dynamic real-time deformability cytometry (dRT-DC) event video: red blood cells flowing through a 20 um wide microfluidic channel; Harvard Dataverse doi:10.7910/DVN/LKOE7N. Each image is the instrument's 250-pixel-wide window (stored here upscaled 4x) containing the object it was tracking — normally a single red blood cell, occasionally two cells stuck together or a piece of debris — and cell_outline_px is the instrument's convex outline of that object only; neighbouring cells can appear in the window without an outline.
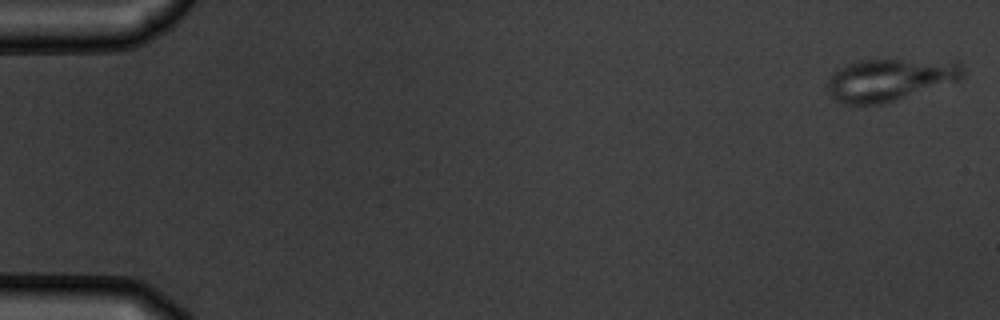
{"species": "common noctule bat (a hibernating species)", "species_latin": "Nyctalus noctula", "temperature_condition": "warm", "stored_images_in_passage": 6, "camera_frame_rate_fps": 3000, "um_per_image_px": 0.085, "animal": {"sex": "male", "body_mass_g": 19.5, "forearm_length_mm": 54.6}, "frame": {"image": 1, "passage_image": 1, "time_ms": 0.0, "image_size_px": [1000, 320], "cell_outline_px": [[964, 76], [956, 80], [880, 104], [840, 104], [828, 92], [824, 84], [832, 72], [844, 64], [860, 60], [956, 60], [964, 68]], "centroid_in_image_um": [75.55, 6.75], "position_along_channel_um": 9.5, "area_um2": 33.23}}